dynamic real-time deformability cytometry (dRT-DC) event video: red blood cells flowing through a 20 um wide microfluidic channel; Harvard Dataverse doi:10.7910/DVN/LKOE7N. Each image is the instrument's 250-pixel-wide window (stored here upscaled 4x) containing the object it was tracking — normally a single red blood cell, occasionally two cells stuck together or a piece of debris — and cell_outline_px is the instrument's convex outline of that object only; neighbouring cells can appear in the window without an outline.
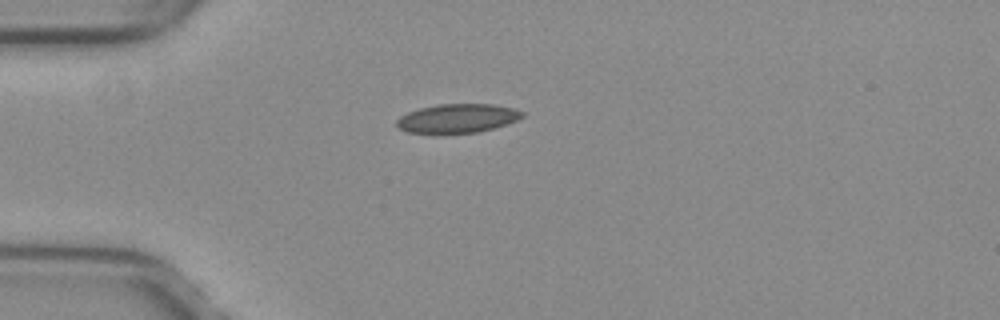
{"species": "common noctule bat (a hibernating species)", "species_latin": "Nyctalus noctula", "temperature_condition": "warm", "stored_images_in_passage": 39, "camera_frame_rate_fps": 3000, "um_per_image_px": 0.085, "animal": {"sex": "female", "body_mass_g": 29.2, "forearm_length_mm": 56.3}, "frame": {"image": 1, "passage_image": 1, "time_ms": 0.0, "image_size_px": [1000, 320], "cell_outline_px": [[524, 116], [516, 120], [492, 128], [476, 132], [408, 132], [400, 128], [396, 124], [396, 120], [400, 116], [408, 112], [420, 108], [436, 104], [496, 104], [516, 108], [524, 112]], "centroid_in_image_um": [38.91, 10.02], "position_along_channel_um": 46.1, "area_um2": 20.81}}
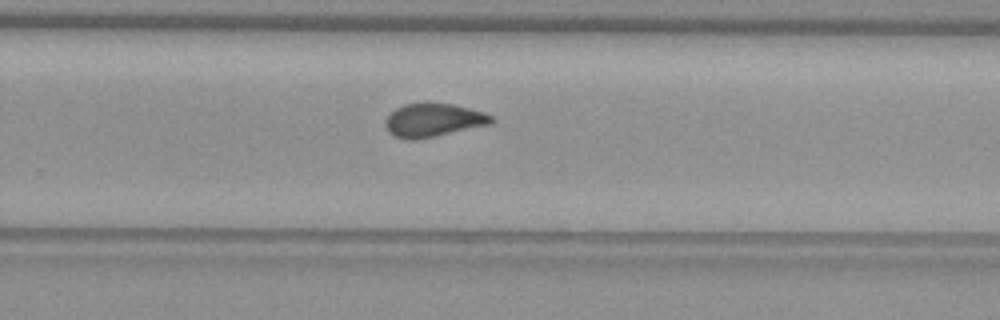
{"frame": {"image": 2, "passage_image": 21, "time_ms": 6.667, "image_size_px": [1000, 320], "cell_outline_px": [[496, 120], [492, 124], [412, 140], [408, 140], [392, 136], [388, 132], [384, 124], [384, 120], [396, 108], [404, 104], [452, 104], [484, 112], [492, 116]], "centroid_in_image_um": [36.82, 10.22], "position_along_channel_um": 293.0, "area_um2": 20.35}}
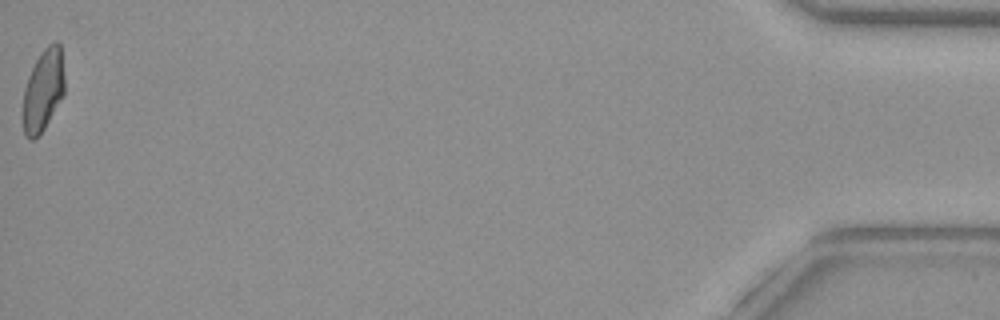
{"frame": {"image": 3, "passage_image": 39, "time_ms": 12.667, "image_size_px": [1000, 320], "cell_outline_px": [[64, 96], [40, 136], [32, 140], [28, 140], [24, 136], [24, 88], [28, 76], [40, 52], [48, 44], [56, 40], [60, 44], [64, 76]], "centroid_in_image_um": [3.69, 7.69], "position_along_channel_um": 431.5, "area_um2": 20.06}, "authors_computed_cell_mechanics": {"area_um2": 20.519, "velocity_mm_per_s": 4.0081, "shape_relaxation_time_tau1_ms": null, "shape_relaxation_time_tau2_ms": 1.1664, "deformation_change_tau1": null, "deformation_change_tau2": 0.0679}}